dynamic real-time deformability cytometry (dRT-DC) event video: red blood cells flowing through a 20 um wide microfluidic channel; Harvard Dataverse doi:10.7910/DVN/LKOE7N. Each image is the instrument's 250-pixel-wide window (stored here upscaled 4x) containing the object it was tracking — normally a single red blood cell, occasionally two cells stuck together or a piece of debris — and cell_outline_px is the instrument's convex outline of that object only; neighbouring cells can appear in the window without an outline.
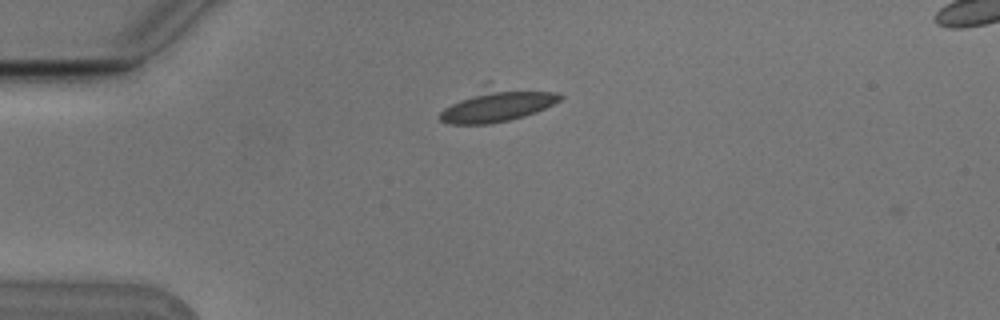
{"species": "Egyptian fruit bat (a non-hibernating species)", "species_latin": "Rousettus aegyptiacus", "temperature_condition": "cold", "stored_images_in_passage": 2, "camera_frame_rate_fps": 3000, "um_per_image_px": 0.085, "animal": {"sex": "male"}, "frame": {"image": 1, "passage_image": 1, "time_ms": 0.0, "image_size_px": [1000, 320], "cell_outline_px": [[564, 96], [560, 100], [536, 112], [524, 116], [508, 120], [488, 124], [448, 124], [440, 120], [440, 112], [444, 108], [484, 80], [488, 80], [556, 92]], "centroid_in_image_um": [42.24, 8.81], "position_along_channel_um": 42.8, "area_um2": 24.91}}